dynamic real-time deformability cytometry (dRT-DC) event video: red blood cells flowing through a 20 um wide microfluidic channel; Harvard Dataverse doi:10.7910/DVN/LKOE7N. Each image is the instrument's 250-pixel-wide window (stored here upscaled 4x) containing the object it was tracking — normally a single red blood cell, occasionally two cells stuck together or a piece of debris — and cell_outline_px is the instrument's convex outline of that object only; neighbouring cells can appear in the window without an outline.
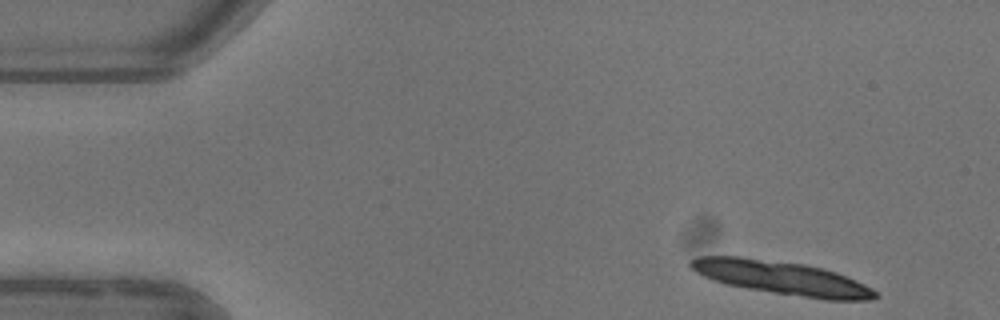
{"species": "common noctule bat (a hibernating species)", "species_latin": "Nyctalus noctula", "temperature_condition": "warm", "stored_images_in_passage": 3, "camera_frame_rate_fps": 3000, "um_per_image_px": 0.085, "animal": {"sex": "female"}, "frame": {"image": 1, "passage_image": 1, "time_ms": 0.0, "image_size_px": [1000, 320], "cell_outline_px": [[880, 296], [872, 300], [828, 300], [748, 288], [724, 284], [712, 280], [696, 272], [688, 264], [688, 260], [696, 256], [740, 256], [804, 264], [824, 268], [836, 272], [856, 280], [872, 288]], "centroid_in_image_um": [66.44, 23.6], "position_along_channel_um": 18.6, "area_um2": 36.01}}